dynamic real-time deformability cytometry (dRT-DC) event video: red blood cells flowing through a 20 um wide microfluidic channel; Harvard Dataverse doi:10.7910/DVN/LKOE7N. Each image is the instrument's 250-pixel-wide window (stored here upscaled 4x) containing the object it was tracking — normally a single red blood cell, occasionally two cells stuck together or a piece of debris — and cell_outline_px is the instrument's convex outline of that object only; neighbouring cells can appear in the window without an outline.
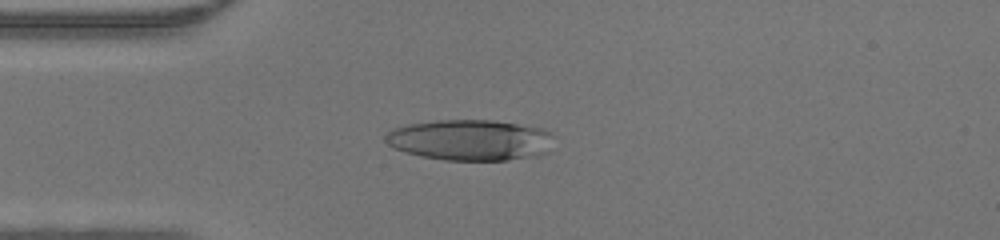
{"species": "human", "species_latin": "Homo sapiens", "temperature_condition": "warm", "stored_images_in_passage": 45, "camera_frame_rate_fps": 3000, "um_per_image_px": 0.085, "donor": {"sex": "male"}, "frame": {"image": 1, "passage_image": 11, "time_ms": 3.333, "image_size_px": [1000, 240], "cell_outline_px": [[552, 136], [548, 152], [536, 156], [508, 160], [444, 160], [420, 156], [404, 152], [388, 144], [384, 140], [384, 136], [388, 132], [396, 128], [412, 124], [436, 120], [492, 120], [544, 128], [552, 132]], "centroid_in_image_um": [39.99, 11.9], "position_along_channel_um": 45.0, "area_um2": 40.11}}
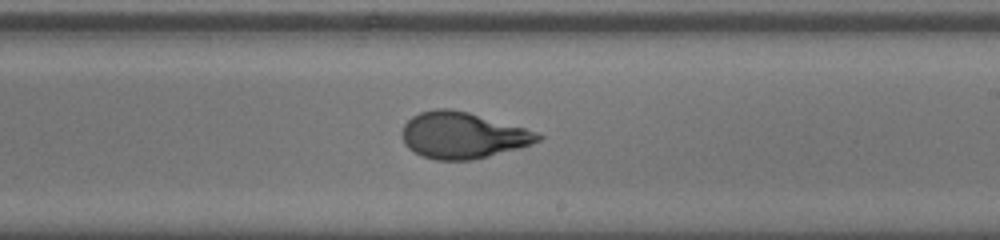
{"frame": {"image": 2, "passage_image": 26, "time_ms": 8.333, "image_size_px": [1000, 240], "cell_outline_px": [[544, 136], [540, 140], [532, 144], [520, 148], [472, 160], [436, 160], [420, 156], [408, 148], [404, 144], [400, 136], [400, 132], [404, 124], [412, 116], [420, 112], [436, 108], [448, 108], [468, 112], [524, 128], [536, 132]], "centroid_in_image_um": [39.27, 11.51], "position_along_channel_um": 249.7, "area_um2": 36.82}}
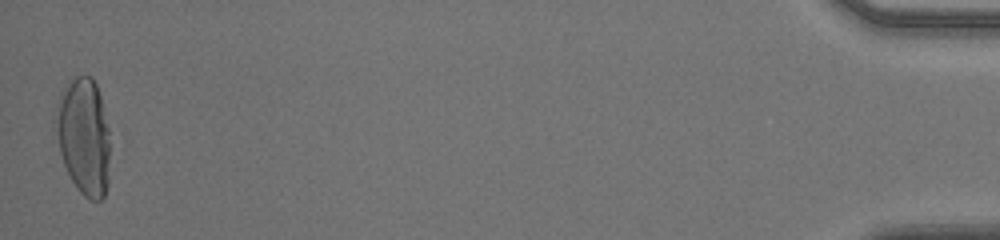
{"frame": {"image": 3, "passage_image": 45, "time_ms": 14.667, "image_size_px": [1000, 240], "cell_outline_px": [[108, 184], [104, 200], [88, 200], [76, 188], [64, 164], [60, 152], [52, 124], [60, 92], [76, 76], [92, 76], [96, 84], [100, 96], [108, 128]], "centroid_in_image_um": [7.09, 11.61], "position_along_channel_um": 428.1, "area_um2": 37.17}}